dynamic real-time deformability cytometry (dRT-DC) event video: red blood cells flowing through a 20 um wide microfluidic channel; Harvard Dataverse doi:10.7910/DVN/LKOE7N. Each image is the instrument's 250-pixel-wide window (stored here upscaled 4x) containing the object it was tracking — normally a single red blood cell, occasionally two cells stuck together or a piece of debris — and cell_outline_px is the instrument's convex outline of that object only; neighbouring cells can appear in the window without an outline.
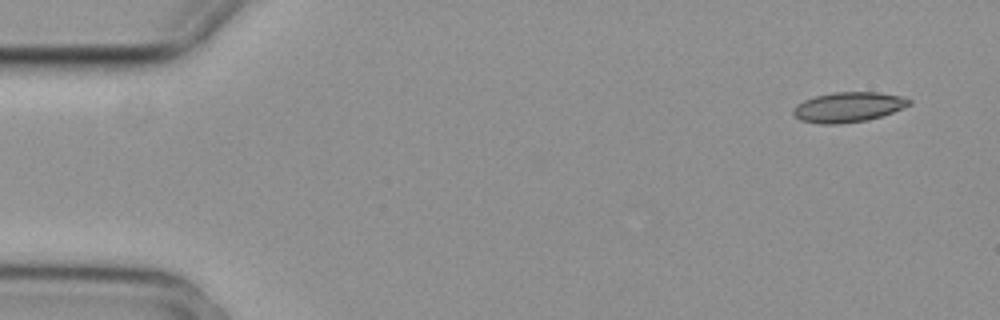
{"species": "common noctule bat (a hibernating species)", "species_latin": "Nyctalus noctula", "temperature_condition": "cold", "stored_images_in_passage": 4, "camera_frame_rate_fps": 3000, "um_per_image_px": 0.085, "animal": {"sex": "female", "body_mass_g": 29.2, "forearm_length_mm": 56.3}, "frame": {"image": 1, "passage_image": 1, "time_ms": 0.0, "image_size_px": [1000, 320], "cell_outline_px": [[912, 104], [892, 112], [868, 120], [840, 124], [820, 124], [800, 120], [792, 112], [792, 108], [796, 104], [804, 100], [816, 96], [832, 92], [880, 92], [900, 96], [912, 100]], "centroid_in_image_um": [72.09, 9.1], "position_along_channel_um": 12.9, "area_um2": 20.35}}